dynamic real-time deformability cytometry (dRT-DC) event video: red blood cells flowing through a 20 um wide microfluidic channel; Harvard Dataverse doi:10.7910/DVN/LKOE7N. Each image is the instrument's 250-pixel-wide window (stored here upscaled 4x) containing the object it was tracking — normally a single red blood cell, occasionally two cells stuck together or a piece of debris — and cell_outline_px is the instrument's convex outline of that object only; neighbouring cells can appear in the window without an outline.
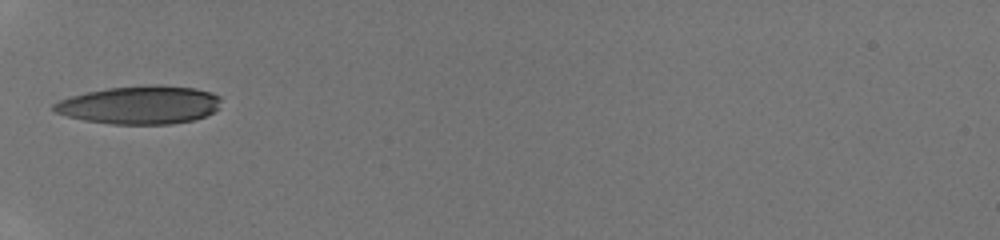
{"species": "human", "species_latin": "Homo sapiens", "temperature_condition": "room temperature", "stored_images_in_passage": 28, "camera_frame_rate_fps": 3000, "um_per_image_px": 0.085, "donor": {"sex": "male"}, "frame": {"image": 1, "passage_image": 1, "time_ms": 0.0, "image_size_px": [1000, 240], "cell_outline_px": [[220, 108], [204, 116], [192, 120], [168, 124], [112, 124], [84, 120], [68, 116], [56, 112], [52, 108], [52, 104], [60, 100], [72, 96], [88, 92], [108, 88], [148, 84], [156, 84], [196, 88], [212, 92], [220, 96]], "centroid_in_image_um": [11.92, 8.91], "position_along_channel_um": 73.1, "area_um2": 37.22}}
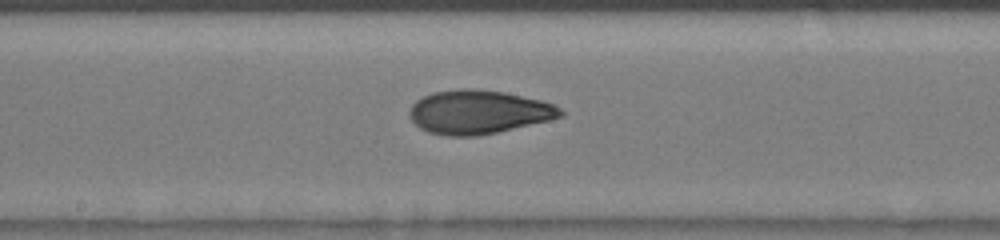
{"frame": {"image": 2, "passage_image": 10, "time_ms": 3.0, "image_size_px": [1000, 240], "cell_outline_px": [[564, 116], [548, 120], [496, 132], [476, 136], [448, 136], [428, 132], [420, 128], [408, 116], [408, 112], [412, 104], [416, 100], [432, 92], [460, 88], [476, 88], [504, 92], [540, 100], [552, 104], [560, 108], [564, 112]], "centroid_in_image_um": [40.63, 9.51], "position_along_channel_um": 207.6, "area_um2": 38.44}}
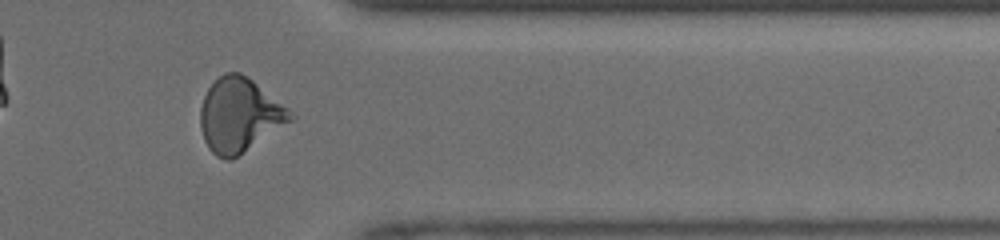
{"frame": {"image": 3, "passage_image": 22, "time_ms": 7.0, "image_size_px": [1000, 240], "cell_outline_px": [[296, 116], [292, 120], [232, 160], [224, 160], [216, 156], [208, 148], [204, 140], [200, 128], [200, 108], [204, 96], [208, 88], [224, 72], [240, 72], [252, 80], [288, 108]], "centroid_in_image_um": [20.33, 9.8], "position_along_channel_um": 391.1, "area_um2": 38.61}}